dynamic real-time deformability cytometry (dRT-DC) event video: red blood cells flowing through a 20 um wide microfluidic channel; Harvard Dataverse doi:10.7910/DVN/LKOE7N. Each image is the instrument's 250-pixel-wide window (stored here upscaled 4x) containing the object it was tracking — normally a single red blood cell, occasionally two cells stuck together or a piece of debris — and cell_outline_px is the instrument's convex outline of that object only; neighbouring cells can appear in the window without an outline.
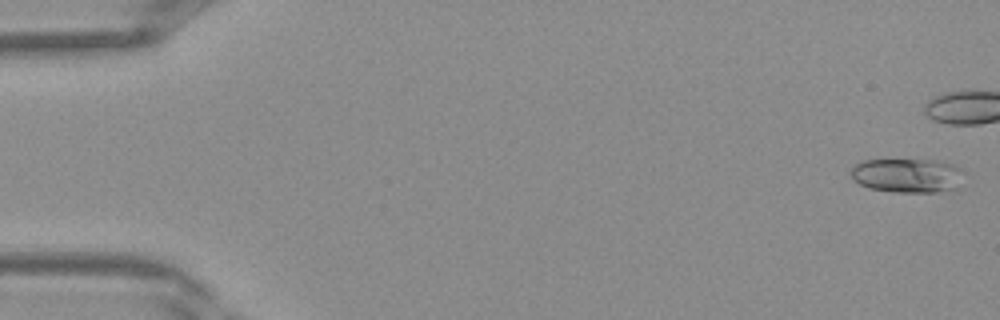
{"species": "Egyptian fruit bat (a non-hibernating species)", "species_latin": "Rousettus aegyptiacus", "temperature_condition": "warm", "stored_images_in_passage": 11, "camera_frame_rate_fps": 3000, "um_per_image_px": 0.085, "frame": {"image": 1, "passage_image": 1, "time_ms": 0.0, "image_size_px": [1000, 320], "cell_outline_px": [[964, 172], [956, 188], [936, 192], [892, 192], [868, 188], [852, 180], [848, 172], [860, 160], [936, 160], [952, 164], [960, 168]], "centroid_in_image_um": [77.06, 14.91], "position_along_channel_um": 7.9, "area_um2": 22.72}}